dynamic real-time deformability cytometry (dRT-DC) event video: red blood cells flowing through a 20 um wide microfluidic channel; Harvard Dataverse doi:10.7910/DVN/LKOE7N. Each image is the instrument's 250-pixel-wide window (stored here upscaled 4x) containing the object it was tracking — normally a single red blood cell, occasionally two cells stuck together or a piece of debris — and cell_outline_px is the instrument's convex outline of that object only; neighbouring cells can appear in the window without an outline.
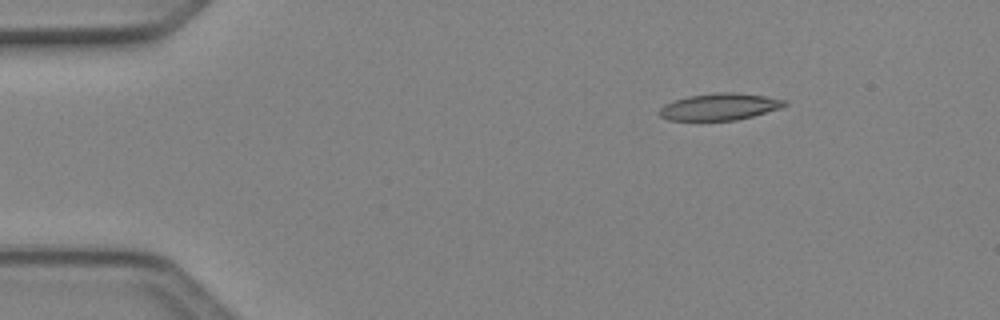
{"species": "Egyptian fruit bat (a non-hibernating species)", "species_latin": "Rousettus aegyptiacus", "temperature_condition": "cold", "stored_images_in_passage": 5, "camera_frame_rate_fps": 3000, "um_per_image_px": 0.085, "animal": {"sex": "female"}, "frame": {"image": 1, "passage_image": 2, "time_ms": 0.333, "image_size_px": [1000, 320], "cell_outline_px": [[788, 104], [784, 108], [736, 120], [668, 120], [660, 116], [656, 112], [664, 104], [688, 96], [716, 92], [736, 92], [764, 96], [788, 100]], "centroid_in_image_um": [61.2, 9.07], "position_along_channel_um": 23.8, "area_um2": 19.77}}
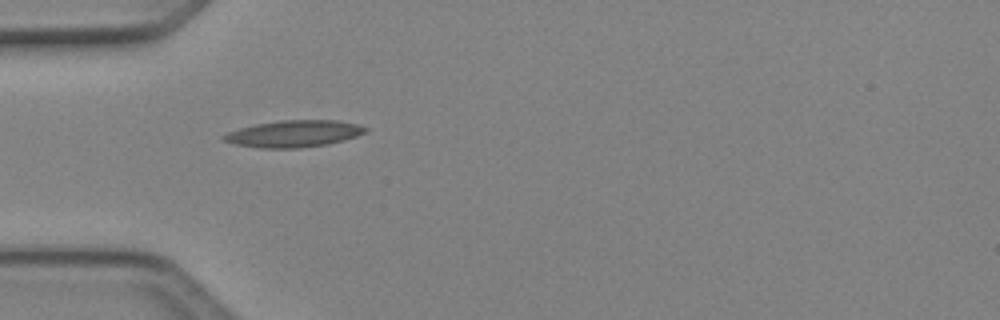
{"frame": {"image": 2, "passage_image": 4, "time_ms": 1.0, "image_size_px": [1000, 320], "cell_outline_px": [[368, 128], [364, 132], [356, 136], [344, 140], [328, 144], [300, 148], [260, 148], [236, 144], [224, 140], [220, 136], [228, 132], [240, 128], [256, 124], [280, 120], [336, 120], [356, 124]], "centroid_in_image_um": [24.96, 11.36], "position_along_channel_um": 60.0, "area_um2": 21.96}}
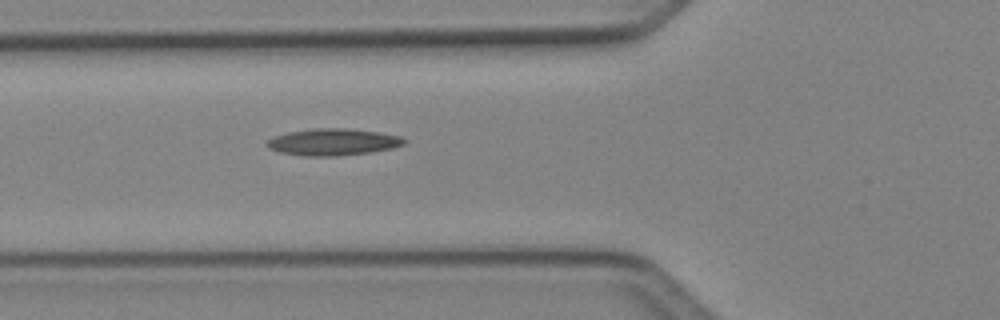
{"frame": {"image": 3, "passage_image": 5, "time_ms": 1.333, "image_size_px": [1000, 320], "cell_outline_px": [[408, 140], [404, 144], [392, 148], [368, 152], [336, 156], [304, 156], [280, 152], [268, 148], [264, 144], [272, 136], [288, 132], [316, 128], [348, 128], [380, 132], [400, 136]], "centroid_in_image_um": [28.28, 12.06], "position_along_channel_um": 97.5, "area_um2": 21.5}}